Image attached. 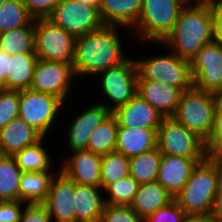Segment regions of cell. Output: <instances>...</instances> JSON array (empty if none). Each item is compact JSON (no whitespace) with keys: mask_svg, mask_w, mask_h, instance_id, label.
<instances>
[{"mask_svg":"<svg viewBox=\"0 0 222 222\" xmlns=\"http://www.w3.org/2000/svg\"><path fill=\"white\" fill-rule=\"evenodd\" d=\"M117 25H103L100 29L76 38L73 68L75 75H96L124 62L123 45Z\"/></svg>","mask_w":222,"mask_h":222,"instance_id":"1","label":"cell"},{"mask_svg":"<svg viewBox=\"0 0 222 222\" xmlns=\"http://www.w3.org/2000/svg\"><path fill=\"white\" fill-rule=\"evenodd\" d=\"M213 41L211 3L184 6L174 28L160 43L177 56L190 61L200 49Z\"/></svg>","mask_w":222,"mask_h":222,"instance_id":"2","label":"cell"},{"mask_svg":"<svg viewBox=\"0 0 222 222\" xmlns=\"http://www.w3.org/2000/svg\"><path fill=\"white\" fill-rule=\"evenodd\" d=\"M222 182V168L207 156L193 169L174 200L186 214L211 215L215 196Z\"/></svg>","mask_w":222,"mask_h":222,"instance_id":"3","label":"cell"},{"mask_svg":"<svg viewBox=\"0 0 222 222\" xmlns=\"http://www.w3.org/2000/svg\"><path fill=\"white\" fill-rule=\"evenodd\" d=\"M220 97L192 86L182 92L173 118L205 141L210 136Z\"/></svg>","mask_w":222,"mask_h":222,"instance_id":"4","label":"cell"},{"mask_svg":"<svg viewBox=\"0 0 222 222\" xmlns=\"http://www.w3.org/2000/svg\"><path fill=\"white\" fill-rule=\"evenodd\" d=\"M183 7L179 0H143L139 19L132 31L138 39L161 43L174 28Z\"/></svg>","mask_w":222,"mask_h":222,"instance_id":"5","label":"cell"},{"mask_svg":"<svg viewBox=\"0 0 222 222\" xmlns=\"http://www.w3.org/2000/svg\"><path fill=\"white\" fill-rule=\"evenodd\" d=\"M138 80H154L186 91L193 86L190 61L170 51L167 55L135 60Z\"/></svg>","mask_w":222,"mask_h":222,"instance_id":"6","label":"cell"},{"mask_svg":"<svg viewBox=\"0 0 222 222\" xmlns=\"http://www.w3.org/2000/svg\"><path fill=\"white\" fill-rule=\"evenodd\" d=\"M76 38L48 18L34 20L35 53L38 59L73 64Z\"/></svg>","mask_w":222,"mask_h":222,"instance_id":"7","label":"cell"},{"mask_svg":"<svg viewBox=\"0 0 222 222\" xmlns=\"http://www.w3.org/2000/svg\"><path fill=\"white\" fill-rule=\"evenodd\" d=\"M157 147L162 154L184 158H206L205 142L173 117L163 118L157 131Z\"/></svg>","mask_w":222,"mask_h":222,"instance_id":"8","label":"cell"},{"mask_svg":"<svg viewBox=\"0 0 222 222\" xmlns=\"http://www.w3.org/2000/svg\"><path fill=\"white\" fill-rule=\"evenodd\" d=\"M63 101L48 93L19 90V117L46 137L59 116ZM53 124V125H52Z\"/></svg>","mask_w":222,"mask_h":222,"instance_id":"9","label":"cell"},{"mask_svg":"<svg viewBox=\"0 0 222 222\" xmlns=\"http://www.w3.org/2000/svg\"><path fill=\"white\" fill-rule=\"evenodd\" d=\"M101 90L110 104L101 102L111 113L137 94L138 71L135 60L126 59L117 66L99 72ZM113 103V104H112Z\"/></svg>","mask_w":222,"mask_h":222,"instance_id":"10","label":"cell"},{"mask_svg":"<svg viewBox=\"0 0 222 222\" xmlns=\"http://www.w3.org/2000/svg\"><path fill=\"white\" fill-rule=\"evenodd\" d=\"M193 86L222 97V43L204 45L190 60Z\"/></svg>","mask_w":222,"mask_h":222,"instance_id":"11","label":"cell"},{"mask_svg":"<svg viewBox=\"0 0 222 222\" xmlns=\"http://www.w3.org/2000/svg\"><path fill=\"white\" fill-rule=\"evenodd\" d=\"M48 19L75 38L98 30L104 25L98 8L76 0H61Z\"/></svg>","mask_w":222,"mask_h":222,"instance_id":"12","label":"cell"},{"mask_svg":"<svg viewBox=\"0 0 222 222\" xmlns=\"http://www.w3.org/2000/svg\"><path fill=\"white\" fill-rule=\"evenodd\" d=\"M75 78L73 64L38 59L29 89L52 94L65 102Z\"/></svg>","mask_w":222,"mask_h":222,"instance_id":"13","label":"cell"},{"mask_svg":"<svg viewBox=\"0 0 222 222\" xmlns=\"http://www.w3.org/2000/svg\"><path fill=\"white\" fill-rule=\"evenodd\" d=\"M74 182L60 170L52 178L47 200L43 204L53 222H75Z\"/></svg>","mask_w":222,"mask_h":222,"instance_id":"14","label":"cell"},{"mask_svg":"<svg viewBox=\"0 0 222 222\" xmlns=\"http://www.w3.org/2000/svg\"><path fill=\"white\" fill-rule=\"evenodd\" d=\"M111 112L100 102L90 105L67 126V146L71 152L87 150L91 133Z\"/></svg>","mask_w":222,"mask_h":222,"instance_id":"15","label":"cell"},{"mask_svg":"<svg viewBox=\"0 0 222 222\" xmlns=\"http://www.w3.org/2000/svg\"><path fill=\"white\" fill-rule=\"evenodd\" d=\"M101 158L87 150L73 151L58 169L75 183L101 187Z\"/></svg>","mask_w":222,"mask_h":222,"instance_id":"16","label":"cell"},{"mask_svg":"<svg viewBox=\"0 0 222 222\" xmlns=\"http://www.w3.org/2000/svg\"><path fill=\"white\" fill-rule=\"evenodd\" d=\"M204 159L162 154L156 181L175 197L185 186L193 169Z\"/></svg>","mask_w":222,"mask_h":222,"instance_id":"17","label":"cell"},{"mask_svg":"<svg viewBox=\"0 0 222 222\" xmlns=\"http://www.w3.org/2000/svg\"><path fill=\"white\" fill-rule=\"evenodd\" d=\"M112 114L115 116L118 127H140L155 129L158 131L163 116L152 107L146 100L136 94L125 105L115 109Z\"/></svg>","mask_w":222,"mask_h":222,"instance_id":"18","label":"cell"},{"mask_svg":"<svg viewBox=\"0 0 222 222\" xmlns=\"http://www.w3.org/2000/svg\"><path fill=\"white\" fill-rule=\"evenodd\" d=\"M182 92L179 87L154 80L137 81V94L154 107L164 118L173 117Z\"/></svg>","mask_w":222,"mask_h":222,"instance_id":"19","label":"cell"},{"mask_svg":"<svg viewBox=\"0 0 222 222\" xmlns=\"http://www.w3.org/2000/svg\"><path fill=\"white\" fill-rule=\"evenodd\" d=\"M102 190L101 187L74 182L75 222H100L106 204Z\"/></svg>","mask_w":222,"mask_h":222,"instance_id":"20","label":"cell"},{"mask_svg":"<svg viewBox=\"0 0 222 222\" xmlns=\"http://www.w3.org/2000/svg\"><path fill=\"white\" fill-rule=\"evenodd\" d=\"M42 138L43 136L38 131L17 117L0 130V155L13 156Z\"/></svg>","mask_w":222,"mask_h":222,"instance_id":"21","label":"cell"},{"mask_svg":"<svg viewBox=\"0 0 222 222\" xmlns=\"http://www.w3.org/2000/svg\"><path fill=\"white\" fill-rule=\"evenodd\" d=\"M143 0H101L99 14L104 25L131 30L137 24Z\"/></svg>","mask_w":222,"mask_h":222,"instance_id":"22","label":"cell"},{"mask_svg":"<svg viewBox=\"0 0 222 222\" xmlns=\"http://www.w3.org/2000/svg\"><path fill=\"white\" fill-rule=\"evenodd\" d=\"M157 147V130L140 127H118L116 152L131 158Z\"/></svg>","mask_w":222,"mask_h":222,"instance_id":"23","label":"cell"},{"mask_svg":"<svg viewBox=\"0 0 222 222\" xmlns=\"http://www.w3.org/2000/svg\"><path fill=\"white\" fill-rule=\"evenodd\" d=\"M173 200L174 197L161 184L152 181L139 184L130 207L137 215L145 219Z\"/></svg>","mask_w":222,"mask_h":222,"instance_id":"24","label":"cell"},{"mask_svg":"<svg viewBox=\"0 0 222 222\" xmlns=\"http://www.w3.org/2000/svg\"><path fill=\"white\" fill-rule=\"evenodd\" d=\"M53 173V171L23 172L19 182V201L26 204H44L52 178L56 174Z\"/></svg>","mask_w":222,"mask_h":222,"instance_id":"25","label":"cell"},{"mask_svg":"<svg viewBox=\"0 0 222 222\" xmlns=\"http://www.w3.org/2000/svg\"><path fill=\"white\" fill-rule=\"evenodd\" d=\"M37 60L36 54L11 55L8 58L7 90L29 89Z\"/></svg>","mask_w":222,"mask_h":222,"instance_id":"26","label":"cell"},{"mask_svg":"<svg viewBox=\"0 0 222 222\" xmlns=\"http://www.w3.org/2000/svg\"><path fill=\"white\" fill-rule=\"evenodd\" d=\"M118 124L111 113L91 133L87 151L105 155L116 151Z\"/></svg>","mask_w":222,"mask_h":222,"instance_id":"27","label":"cell"},{"mask_svg":"<svg viewBox=\"0 0 222 222\" xmlns=\"http://www.w3.org/2000/svg\"><path fill=\"white\" fill-rule=\"evenodd\" d=\"M44 139L45 137L37 143L25 147L13 155L18 167L23 172H42L50 171L52 169L50 154L43 146Z\"/></svg>","mask_w":222,"mask_h":222,"instance_id":"28","label":"cell"},{"mask_svg":"<svg viewBox=\"0 0 222 222\" xmlns=\"http://www.w3.org/2000/svg\"><path fill=\"white\" fill-rule=\"evenodd\" d=\"M162 153L158 147L129 158V175L139 184L156 181Z\"/></svg>","mask_w":222,"mask_h":222,"instance_id":"29","label":"cell"},{"mask_svg":"<svg viewBox=\"0 0 222 222\" xmlns=\"http://www.w3.org/2000/svg\"><path fill=\"white\" fill-rule=\"evenodd\" d=\"M22 173L13 156L0 155V201L19 200Z\"/></svg>","mask_w":222,"mask_h":222,"instance_id":"30","label":"cell"},{"mask_svg":"<svg viewBox=\"0 0 222 222\" xmlns=\"http://www.w3.org/2000/svg\"><path fill=\"white\" fill-rule=\"evenodd\" d=\"M0 49L9 55L36 54L34 26H24L0 33Z\"/></svg>","mask_w":222,"mask_h":222,"instance_id":"31","label":"cell"},{"mask_svg":"<svg viewBox=\"0 0 222 222\" xmlns=\"http://www.w3.org/2000/svg\"><path fill=\"white\" fill-rule=\"evenodd\" d=\"M24 26H34L23 0H6L0 6V33Z\"/></svg>","mask_w":222,"mask_h":222,"instance_id":"32","label":"cell"},{"mask_svg":"<svg viewBox=\"0 0 222 222\" xmlns=\"http://www.w3.org/2000/svg\"><path fill=\"white\" fill-rule=\"evenodd\" d=\"M100 173L104 190L109 184L129 175V158L116 151L102 155Z\"/></svg>","mask_w":222,"mask_h":222,"instance_id":"33","label":"cell"},{"mask_svg":"<svg viewBox=\"0 0 222 222\" xmlns=\"http://www.w3.org/2000/svg\"><path fill=\"white\" fill-rule=\"evenodd\" d=\"M139 183L130 175L114 183L109 184L103 191L106 204L112 205H131L138 190Z\"/></svg>","mask_w":222,"mask_h":222,"instance_id":"34","label":"cell"},{"mask_svg":"<svg viewBox=\"0 0 222 222\" xmlns=\"http://www.w3.org/2000/svg\"><path fill=\"white\" fill-rule=\"evenodd\" d=\"M19 117V90L0 88V130Z\"/></svg>","mask_w":222,"mask_h":222,"instance_id":"35","label":"cell"},{"mask_svg":"<svg viewBox=\"0 0 222 222\" xmlns=\"http://www.w3.org/2000/svg\"><path fill=\"white\" fill-rule=\"evenodd\" d=\"M100 222H144L129 205L105 204Z\"/></svg>","mask_w":222,"mask_h":222,"instance_id":"36","label":"cell"},{"mask_svg":"<svg viewBox=\"0 0 222 222\" xmlns=\"http://www.w3.org/2000/svg\"><path fill=\"white\" fill-rule=\"evenodd\" d=\"M185 214L178 203L173 200L167 206L147 216L144 222H181Z\"/></svg>","mask_w":222,"mask_h":222,"instance_id":"37","label":"cell"},{"mask_svg":"<svg viewBox=\"0 0 222 222\" xmlns=\"http://www.w3.org/2000/svg\"><path fill=\"white\" fill-rule=\"evenodd\" d=\"M207 155L209 156L222 144V97H220L213 120L210 136L204 141Z\"/></svg>","mask_w":222,"mask_h":222,"instance_id":"38","label":"cell"},{"mask_svg":"<svg viewBox=\"0 0 222 222\" xmlns=\"http://www.w3.org/2000/svg\"><path fill=\"white\" fill-rule=\"evenodd\" d=\"M29 15L35 20L48 18L61 0H23Z\"/></svg>","mask_w":222,"mask_h":222,"instance_id":"39","label":"cell"},{"mask_svg":"<svg viewBox=\"0 0 222 222\" xmlns=\"http://www.w3.org/2000/svg\"><path fill=\"white\" fill-rule=\"evenodd\" d=\"M19 222H53V219L43 204H27Z\"/></svg>","mask_w":222,"mask_h":222,"instance_id":"40","label":"cell"},{"mask_svg":"<svg viewBox=\"0 0 222 222\" xmlns=\"http://www.w3.org/2000/svg\"><path fill=\"white\" fill-rule=\"evenodd\" d=\"M24 204L26 203L19 200L0 201V222H19Z\"/></svg>","mask_w":222,"mask_h":222,"instance_id":"41","label":"cell"},{"mask_svg":"<svg viewBox=\"0 0 222 222\" xmlns=\"http://www.w3.org/2000/svg\"><path fill=\"white\" fill-rule=\"evenodd\" d=\"M213 41L222 43V0L211 3Z\"/></svg>","mask_w":222,"mask_h":222,"instance_id":"42","label":"cell"},{"mask_svg":"<svg viewBox=\"0 0 222 222\" xmlns=\"http://www.w3.org/2000/svg\"><path fill=\"white\" fill-rule=\"evenodd\" d=\"M6 51L0 49V88L7 90V70L8 58H10Z\"/></svg>","mask_w":222,"mask_h":222,"instance_id":"43","label":"cell"},{"mask_svg":"<svg viewBox=\"0 0 222 222\" xmlns=\"http://www.w3.org/2000/svg\"><path fill=\"white\" fill-rule=\"evenodd\" d=\"M210 216L215 222H222V182L215 196L214 205Z\"/></svg>","mask_w":222,"mask_h":222,"instance_id":"44","label":"cell"},{"mask_svg":"<svg viewBox=\"0 0 222 222\" xmlns=\"http://www.w3.org/2000/svg\"><path fill=\"white\" fill-rule=\"evenodd\" d=\"M181 222H215L209 215L185 214Z\"/></svg>","mask_w":222,"mask_h":222,"instance_id":"45","label":"cell"},{"mask_svg":"<svg viewBox=\"0 0 222 222\" xmlns=\"http://www.w3.org/2000/svg\"><path fill=\"white\" fill-rule=\"evenodd\" d=\"M222 168V144L209 155Z\"/></svg>","mask_w":222,"mask_h":222,"instance_id":"46","label":"cell"},{"mask_svg":"<svg viewBox=\"0 0 222 222\" xmlns=\"http://www.w3.org/2000/svg\"><path fill=\"white\" fill-rule=\"evenodd\" d=\"M81 2L82 4L88 5V6H93L96 8H100V2L101 0H76Z\"/></svg>","mask_w":222,"mask_h":222,"instance_id":"47","label":"cell"},{"mask_svg":"<svg viewBox=\"0 0 222 222\" xmlns=\"http://www.w3.org/2000/svg\"><path fill=\"white\" fill-rule=\"evenodd\" d=\"M184 6H188V5H201L206 3L205 0H179ZM192 1L194 3H192Z\"/></svg>","mask_w":222,"mask_h":222,"instance_id":"48","label":"cell"},{"mask_svg":"<svg viewBox=\"0 0 222 222\" xmlns=\"http://www.w3.org/2000/svg\"><path fill=\"white\" fill-rule=\"evenodd\" d=\"M206 2H210V3H213V2H216V1H219V0H205Z\"/></svg>","mask_w":222,"mask_h":222,"instance_id":"49","label":"cell"},{"mask_svg":"<svg viewBox=\"0 0 222 222\" xmlns=\"http://www.w3.org/2000/svg\"><path fill=\"white\" fill-rule=\"evenodd\" d=\"M6 0H0V6L5 2Z\"/></svg>","mask_w":222,"mask_h":222,"instance_id":"50","label":"cell"}]
</instances>
